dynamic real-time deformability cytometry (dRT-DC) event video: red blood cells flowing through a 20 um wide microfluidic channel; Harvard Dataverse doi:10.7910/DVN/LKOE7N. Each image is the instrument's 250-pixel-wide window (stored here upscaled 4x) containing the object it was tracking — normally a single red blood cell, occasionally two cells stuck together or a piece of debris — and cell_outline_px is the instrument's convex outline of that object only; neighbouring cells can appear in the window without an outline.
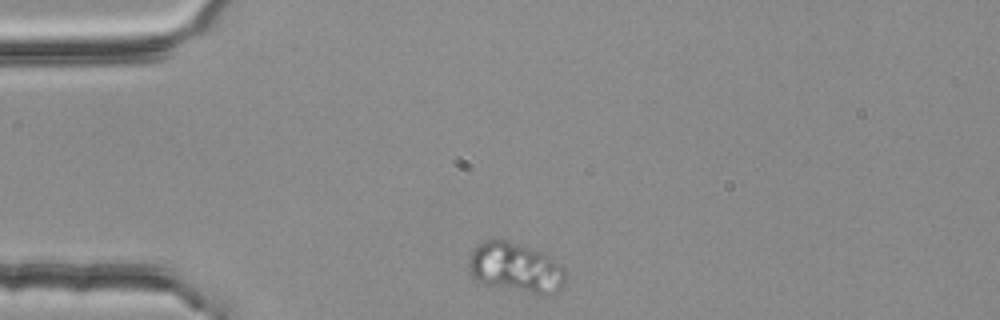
{"species": "common noctule bat (a hibernating species)", "species_latin": "Nyctalus noctula", "temperature_condition": "room temperature", "stored_images_in_passage": 3, "camera_frame_rate_fps": 3000, "um_per_image_px": 0.085, "animal": {"sex": "female", "body_mass_g": 25.1}, "frame": {"image": 1, "passage_image": 1, "time_ms": 0.0, "image_size_px": [1000, 320], "cell_outline_px": [[564, 280], [560, 288], [556, 292], [548, 296], [544, 296], [480, 284], [472, 276], [468, 264], [472, 252], [484, 240], [508, 240], [532, 248], [540, 252], [560, 264], [564, 268]], "centroid_in_image_um": [43.82, 22.79], "position_along_channel_um": 41.2, "area_um2": 28.09}}
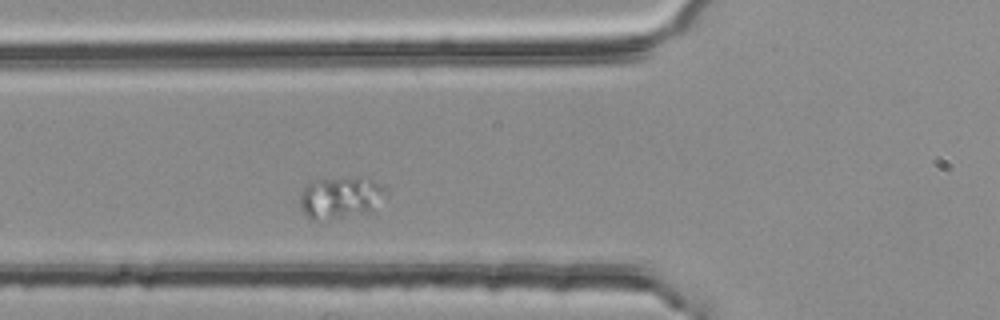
{"frame": {"image": 2, "passage_image": 3, "time_ms": 0.667, "image_size_px": [1000, 320], "cell_outline_px": [[388, 196], [368, 212], [316, 220], [308, 220], [300, 204], [300, 196], [308, 180], [368, 176], [388, 188]], "centroid_in_image_um": [28.99, 16.74], "position_along_channel_um": 96.8, "area_um2": 21.27}}